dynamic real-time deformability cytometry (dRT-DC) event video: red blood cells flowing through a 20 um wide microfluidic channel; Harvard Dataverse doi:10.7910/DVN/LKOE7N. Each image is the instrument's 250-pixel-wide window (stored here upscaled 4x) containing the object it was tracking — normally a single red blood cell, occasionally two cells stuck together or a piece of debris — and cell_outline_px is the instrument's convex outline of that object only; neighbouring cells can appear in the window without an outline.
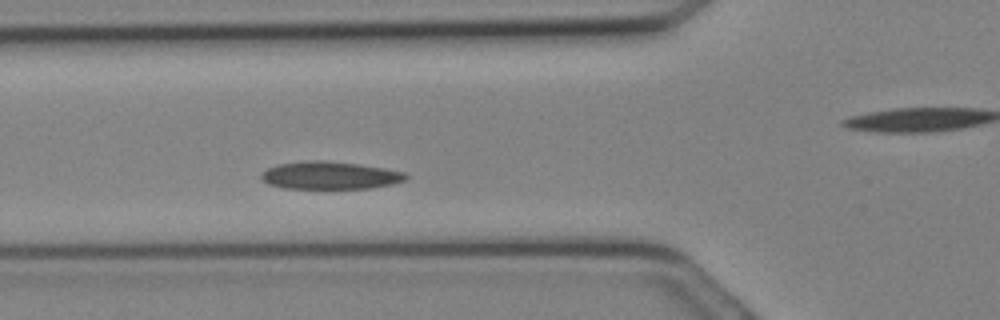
{"species": "Egyptian fruit bat (a non-hibernating species)", "species_latin": "Rousettus aegyptiacus", "temperature_condition": "cold", "stored_images_in_passage": 9, "camera_frame_rate_fps": 3000, "um_per_image_px": 0.085, "animal": {"sex": "female"}, "frame": {"image": 1, "passage_image": 8, "time_ms": 2.333, "image_size_px": [1000, 320], "cell_outline_px": [[408, 180], [392, 184], [372, 188], [284, 188], [268, 184], [260, 176], [268, 168], [280, 164], [308, 160], [324, 160], [356, 164], [384, 168], [404, 172], [408, 176]], "centroid_in_image_um": [28.08, 14.91], "position_along_channel_um": 97.7, "area_um2": 23.12}}